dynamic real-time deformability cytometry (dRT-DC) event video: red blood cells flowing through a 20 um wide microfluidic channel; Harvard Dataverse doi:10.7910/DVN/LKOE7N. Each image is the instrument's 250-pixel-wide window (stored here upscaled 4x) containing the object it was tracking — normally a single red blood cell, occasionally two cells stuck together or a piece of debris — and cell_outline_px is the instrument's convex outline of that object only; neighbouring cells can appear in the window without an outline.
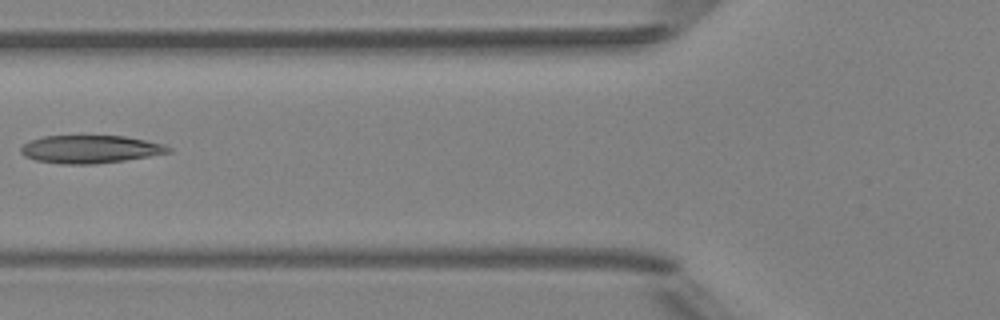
{"species": "Egyptian fruit bat (a non-hibernating species)", "species_latin": "Rousettus aegyptiacus", "temperature_condition": "room temperature", "stored_images_in_passage": 5, "camera_frame_rate_fps": 3000, "um_per_image_px": 0.085, "animal": {"sex": "female"}, "frame": {"image": 1, "passage_image": 5, "time_ms": 5.333, "image_size_px": [1000, 320], "cell_outline_px": [[172, 152], [124, 160], [96, 164], [60, 164], [36, 160], [24, 156], [20, 152], [20, 148], [24, 144], [32, 140], [44, 136], [124, 136], [164, 144], [172, 148]], "centroid_in_image_um": [7.67, 12.69], "position_along_channel_um": 118.1, "area_um2": 23.87}}